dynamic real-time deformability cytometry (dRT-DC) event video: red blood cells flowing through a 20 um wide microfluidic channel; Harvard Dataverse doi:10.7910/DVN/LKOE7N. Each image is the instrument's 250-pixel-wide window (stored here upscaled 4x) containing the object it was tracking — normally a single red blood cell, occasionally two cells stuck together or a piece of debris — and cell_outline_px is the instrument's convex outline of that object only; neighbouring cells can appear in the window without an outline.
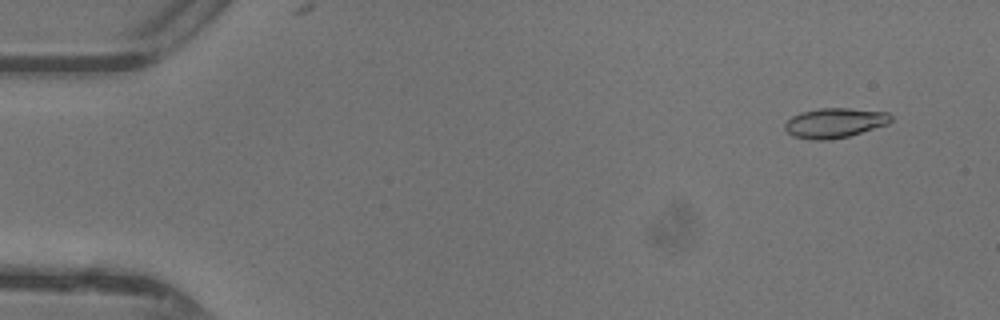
{"species": "common noctule bat (a hibernating species)", "species_latin": "Nyctalus noctula", "temperature_condition": "warm", "stored_images_in_passage": 48, "camera_frame_rate_fps": 3000, "um_per_image_px": 0.085, "animal": {"sex": "female"}, "frame": {"image": 1, "passage_image": 4, "time_ms": 1.0, "image_size_px": [1000, 320], "cell_outline_px": [[892, 120], [888, 124], [848, 136], [828, 140], [808, 140], [792, 136], [784, 128], [784, 124], [792, 116], [800, 112], [820, 108], [848, 108], [888, 112], [892, 116]], "centroid_in_image_um": [70.93, 10.45], "position_along_channel_um": 14.1, "area_um2": 18.5}}
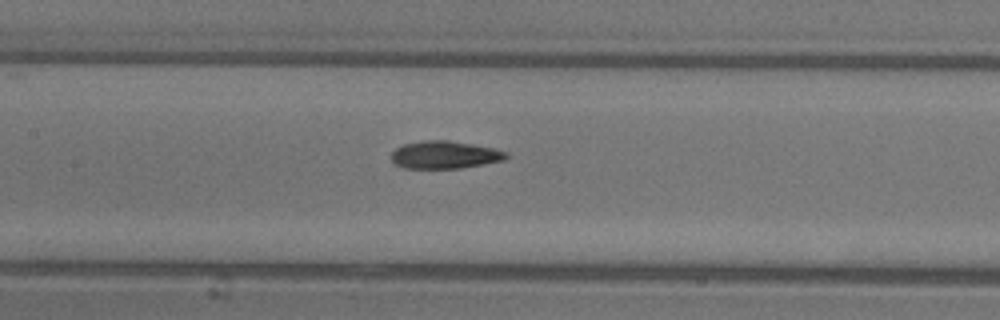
{"frame": {"image": 2, "passage_image": 23, "time_ms": 7.333, "image_size_px": [1000, 320], "cell_outline_px": [[508, 156], [504, 160], [484, 164], [460, 168], [404, 168], [396, 164], [392, 160], [392, 152], [396, 148], [404, 144], [424, 140], [448, 140], [496, 148], [508, 152]], "centroid_in_image_um": [37.83, 13.15], "position_along_channel_um": 169.6, "area_um2": 18.5}}
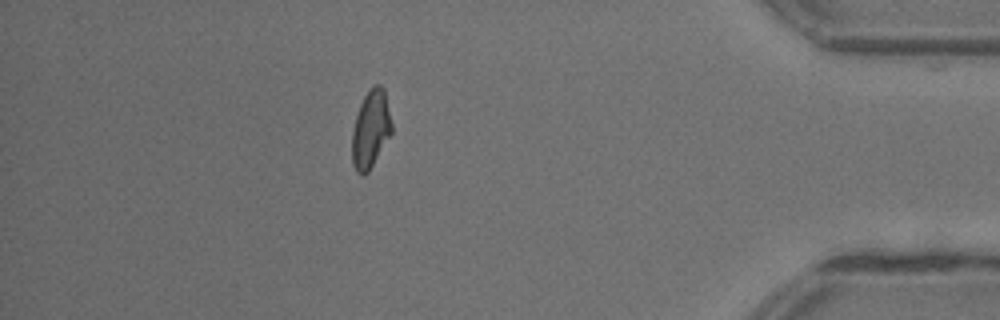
{"frame": {"image": 3, "passage_image": 42, "time_ms": 13.667, "image_size_px": [1000, 320], "cell_outline_px": [[392, 132], [368, 172], [364, 176], [360, 176], [356, 172], [352, 164], [352, 132], [356, 116], [360, 104], [364, 96], [372, 84], [380, 84], [384, 88], [392, 124]], "centroid_in_image_um": [31.5, 10.98], "position_along_channel_um": 403.7, "area_um2": 18.03}, "authors_computed_cell_mechanics": {"area_um2": 18.2648, "velocity_mm_per_s": 4.4174, "shape_relaxation_time_tau1_ms": 9.1038, "shape_relaxation_time_tau2_ms": 3.1885, "deformation_change_tau1": 0.2695, "deformation_change_tau2": 0.1036}}